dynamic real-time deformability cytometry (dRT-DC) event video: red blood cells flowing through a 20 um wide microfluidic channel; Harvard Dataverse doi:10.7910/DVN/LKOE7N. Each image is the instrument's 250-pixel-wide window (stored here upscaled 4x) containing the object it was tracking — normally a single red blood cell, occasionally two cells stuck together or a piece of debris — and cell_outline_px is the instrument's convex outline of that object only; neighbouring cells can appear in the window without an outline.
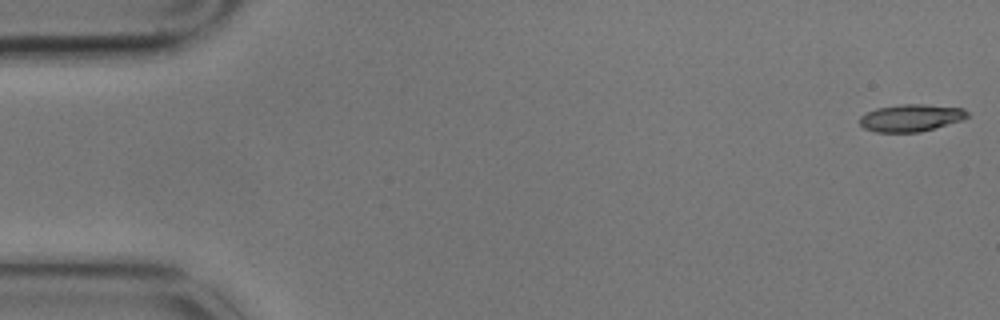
{"species": "common noctule bat (a hibernating species)", "species_latin": "Nyctalus noctula", "temperature_condition": "cold", "stored_images_in_passage": 5, "camera_frame_rate_fps": 3000, "um_per_image_px": 0.085, "animal": {"sex": "male", "body_mass_g": 17.9}, "frame": {"image": 1, "passage_image": 1, "time_ms": 0.0, "image_size_px": [1000, 320], "cell_outline_px": [[968, 116], [964, 120], [920, 132], [876, 132], [864, 128], [860, 124], [860, 116], [876, 108], [900, 104], [924, 104], [964, 108], [968, 112]], "centroid_in_image_um": [77.45, 10.01], "position_along_channel_um": 7.5, "area_um2": 17.17}}
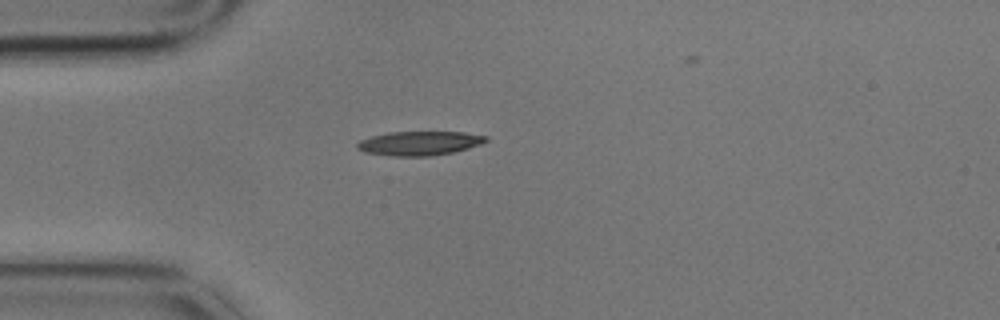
{"frame": {"image": 2, "passage_image": 5, "time_ms": 1.333, "image_size_px": [1000, 320], "cell_outline_px": [[488, 140], [480, 144], [468, 148], [452, 152], [432, 156], [392, 156], [364, 152], [356, 148], [356, 144], [360, 140], [372, 136], [388, 132], [464, 132], [488, 136]], "centroid_in_image_um": [35.64, 12.17], "position_along_channel_um": 49.4, "area_um2": 18.09}}